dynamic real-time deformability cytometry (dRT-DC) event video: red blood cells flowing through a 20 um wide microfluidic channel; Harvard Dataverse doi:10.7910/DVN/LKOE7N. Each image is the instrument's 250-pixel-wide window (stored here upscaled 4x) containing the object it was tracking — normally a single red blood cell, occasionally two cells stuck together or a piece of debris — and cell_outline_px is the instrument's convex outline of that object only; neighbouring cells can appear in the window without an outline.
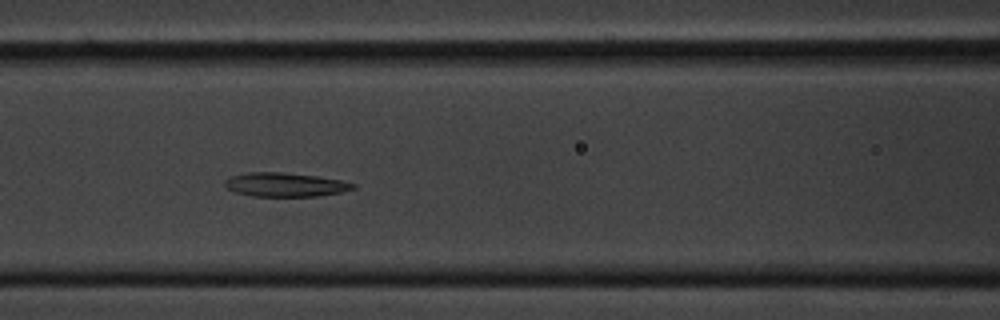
{"species": "common noctule bat (a hibernating species)", "species_latin": "Nyctalus noctula", "temperature_condition": "cold", "stored_images_in_passage": 30, "camera_frame_rate_fps": 3000, "um_per_image_px": 0.085, "animal": {"sex": "male", "body_mass_g": 20.1, "forearm_length_mm": 53.5}, "frame": {"image": 1, "passage_image": 10, "time_ms": 3.0, "image_size_px": [1000, 320], "cell_outline_px": [[356, 188], [340, 192], [316, 196], [252, 196], [236, 192], [228, 188], [224, 184], [224, 180], [232, 176], [248, 172], [284, 172], [316, 176], [340, 180], [356, 184]], "centroid_in_image_um": [24.23, 15.69], "position_along_channel_um": 142.4, "area_um2": 17.74}}
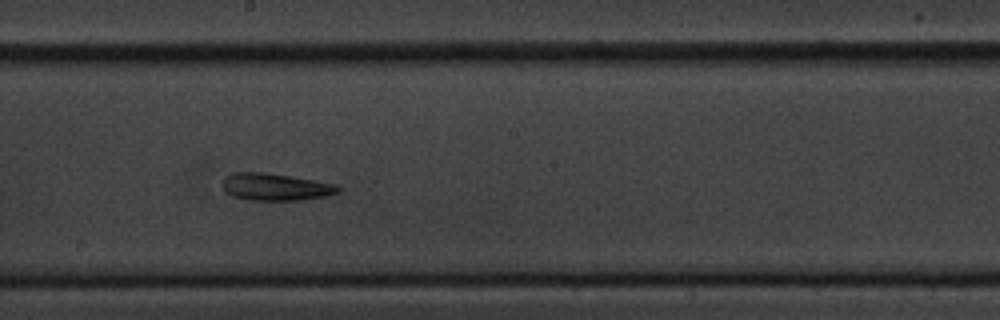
{"frame": {"image": 2, "passage_image": 17, "time_ms": 5.333, "image_size_px": [1000, 320], "cell_outline_px": [[344, 188], [340, 192], [324, 196], [300, 200], [248, 200], [232, 196], [224, 192], [220, 184], [224, 176], [232, 172], [264, 172], [316, 180], [336, 184]], "centroid_in_image_um": [23.38, 15.88], "position_along_channel_um": 224.8, "area_um2": 18.73}}
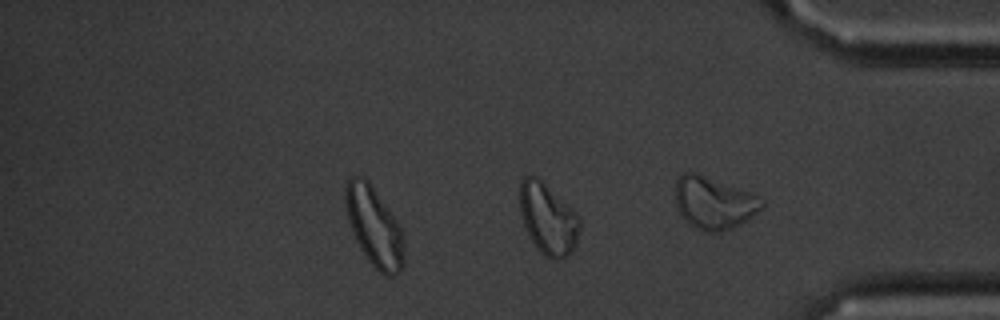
{"frame": {"image": 3, "passage_image": 30, "time_ms": 9.667, "image_size_px": [1000, 320], "cell_outline_px": [[580, 228], [576, 244], [572, 252], [560, 260], [552, 260], [544, 256], [536, 248], [524, 224], [520, 212], [520, 180], [524, 176], [536, 176], [572, 208], [580, 216]], "centroid_in_image_um": [46.59, 18.63], "position_along_channel_um": 388.6, "area_um2": 24.85}, "authors_computed_cell_mechanics": {"area_um2": 18.5249, "velocity_mm_per_s": 3.5435, "shape_relaxation_time_tau1_ms": null, "shape_relaxation_time_tau2_ms": 5.5308, "deformation_change_tau1": null, "deformation_change_tau2": 0.1486}}